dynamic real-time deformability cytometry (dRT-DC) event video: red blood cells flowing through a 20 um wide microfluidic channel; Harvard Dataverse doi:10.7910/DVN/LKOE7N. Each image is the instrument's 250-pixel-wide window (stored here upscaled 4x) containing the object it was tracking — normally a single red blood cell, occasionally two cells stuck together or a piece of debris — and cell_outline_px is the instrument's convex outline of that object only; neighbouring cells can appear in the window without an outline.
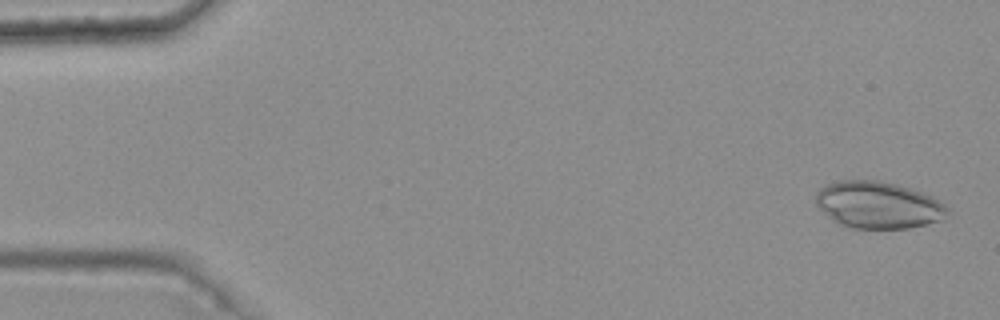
{"species": "common noctule bat (a hibernating species)", "species_latin": "Nyctalus noctula", "temperature_condition": "warm", "stored_images_in_passage": 8, "camera_frame_rate_fps": 3000, "um_per_image_px": 0.085, "animal": {"sex": "female", "body_mass_g": 25.1}, "frame": {"image": 1, "passage_image": 1, "time_ms": 0.0, "image_size_px": [1000, 320], "cell_outline_px": [[948, 212], [944, 220], [908, 228], [852, 228], [840, 224], [824, 212], [816, 204], [816, 192], [820, 188], [828, 184], [840, 180], [876, 180], [896, 184], [932, 196], [944, 204], [948, 208]], "centroid_in_image_um": [74.66, 17.42], "position_along_channel_um": 10.3, "area_um2": 35.72}}
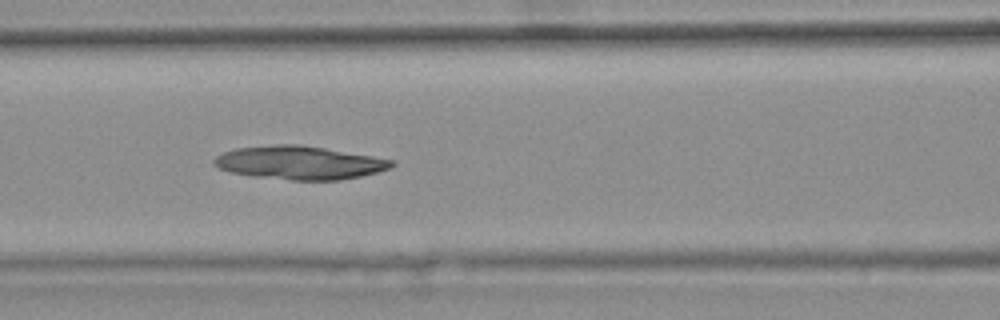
{"frame": {"image": 2, "passage_image": 7, "time_ms": 2.0, "image_size_px": [1000, 320], "cell_outline_px": [[396, 164], [388, 168], [376, 172], [360, 176], [340, 180], [292, 180], [252, 176], [232, 172], [220, 168], [212, 164], [212, 160], [216, 156], [224, 152], [236, 148], [276, 144], [300, 144], [372, 156], [392, 160]], "centroid_in_image_um": [25.42, 13.82], "position_along_channel_um": 141.2, "area_um2": 34.33}}
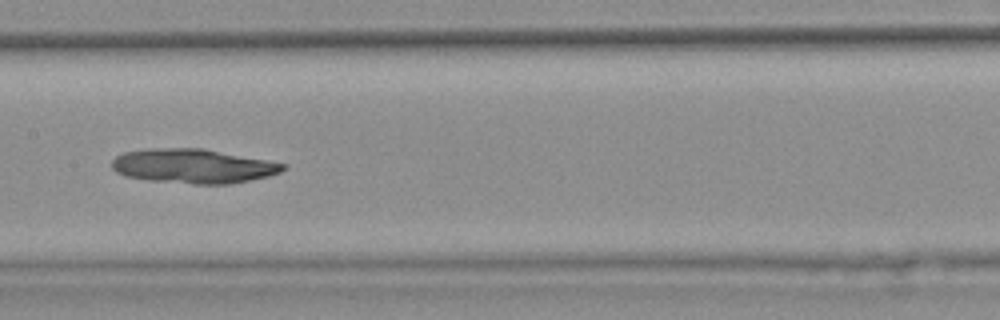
{"frame": {"image": 3, "passage_image": 8, "time_ms": 2.333, "image_size_px": [1000, 320], "cell_outline_px": [[288, 168], [280, 172], [268, 176], [228, 184], [196, 184], [148, 180], [124, 176], [116, 172], [112, 168], [112, 160], [116, 156], [124, 152], [148, 148], [204, 148], [284, 164]], "centroid_in_image_um": [16.36, 14.11], "position_along_channel_um": 191.0, "area_um2": 34.1}}